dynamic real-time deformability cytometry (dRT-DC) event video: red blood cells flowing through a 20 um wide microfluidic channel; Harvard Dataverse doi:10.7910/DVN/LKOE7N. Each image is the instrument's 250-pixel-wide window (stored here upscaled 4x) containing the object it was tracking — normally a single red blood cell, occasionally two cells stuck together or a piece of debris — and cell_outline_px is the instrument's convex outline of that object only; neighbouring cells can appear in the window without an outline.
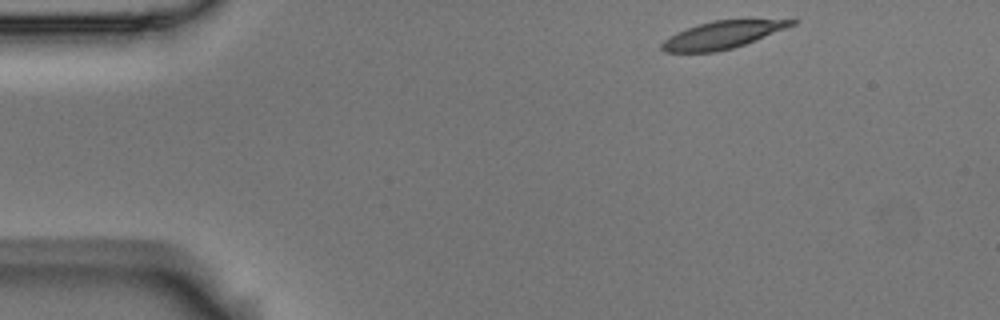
{"species": "Egyptian fruit bat (a non-hibernating species)", "species_latin": "Rousettus aegyptiacus", "temperature_condition": "room temperature", "stored_images_in_passage": 3, "segment_of_instrument_passage": [2, 2], "camera_frame_rate_fps": 3000, "um_per_image_px": 0.085, "animal": {"sex": "male"}, "frame": {"image": 1, "passage_image": 3, "time_ms": 0.667, "image_size_px": [1000, 320], "cell_outline_px": [[800, 20], [796, 24], [744, 44], [732, 48], [716, 52], [664, 52], [660, 48], [660, 44], [664, 40], [676, 32], [712, 20]], "centroid_in_image_um": [61.34, 2.98], "position_along_channel_um": 23.7, "area_um2": 20.35}}